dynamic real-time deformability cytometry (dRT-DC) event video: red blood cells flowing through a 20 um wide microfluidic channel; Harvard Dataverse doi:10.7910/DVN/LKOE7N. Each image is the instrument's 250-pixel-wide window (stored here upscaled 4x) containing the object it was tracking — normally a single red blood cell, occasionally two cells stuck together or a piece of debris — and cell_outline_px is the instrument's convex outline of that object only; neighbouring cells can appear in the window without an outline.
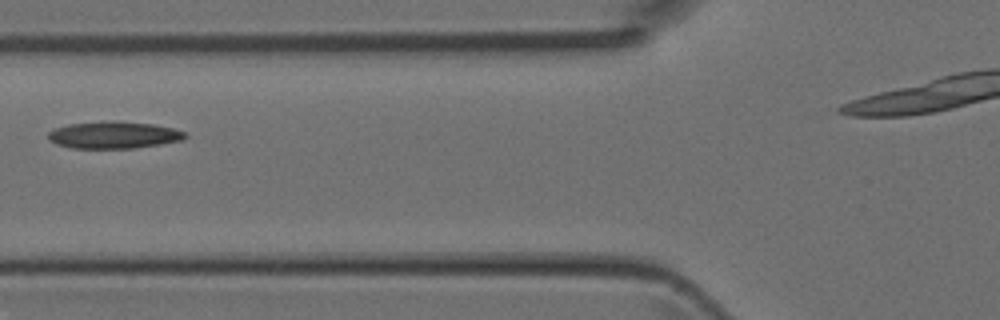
{"species": "Egyptian fruit bat (a non-hibernating species)", "species_latin": "Rousettus aegyptiacus", "temperature_condition": "room temperature", "stored_images_in_passage": 2, "camera_frame_rate_fps": 3000, "um_per_image_px": 0.085, "animal": {"sex": "female"}, "frame": {"image": 1, "passage_image": 2, "time_ms": 0.333, "image_size_px": [1000, 320], "cell_outline_px": [[188, 136], [184, 140], [136, 148], [72, 148], [56, 144], [48, 140], [48, 132], [56, 128], [68, 124], [112, 120], [152, 124], [172, 128], [184, 132]], "centroid_in_image_um": [9.66, 11.47], "position_along_channel_um": 116.1, "area_um2": 21.62}}